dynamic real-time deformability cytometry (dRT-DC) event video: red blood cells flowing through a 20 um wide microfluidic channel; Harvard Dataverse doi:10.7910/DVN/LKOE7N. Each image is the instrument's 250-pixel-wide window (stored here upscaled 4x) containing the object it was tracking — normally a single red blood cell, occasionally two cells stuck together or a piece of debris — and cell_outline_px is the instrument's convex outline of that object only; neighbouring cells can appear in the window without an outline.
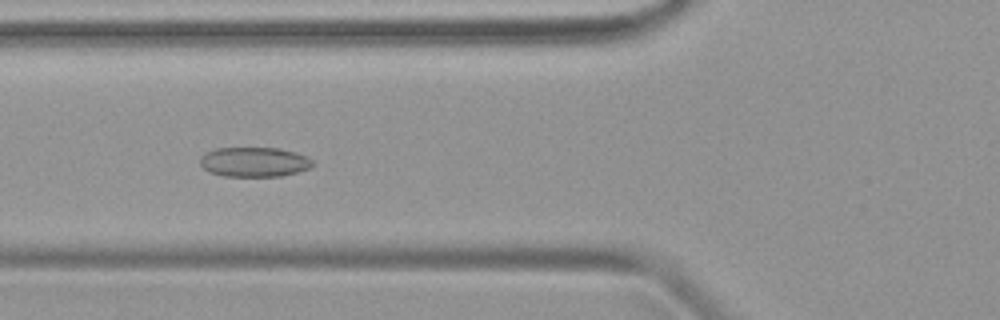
{"species": "common noctule bat (a hibernating species)", "species_latin": "Nyctalus noctula", "temperature_condition": "warm", "stored_images_in_passage": 41, "camera_frame_rate_fps": 3000, "um_per_image_px": 0.085, "animal": {"sex": "female", "body_mass_g": 19.9}, "frame": {"image": 1, "passage_image": 11, "time_ms": 3.333, "image_size_px": [1000, 320], "cell_outline_px": [[316, 164], [308, 168], [296, 172], [280, 176], [224, 176], [208, 172], [200, 164], [200, 156], [204, 152], [216, 148], [280, 148], [296, 152], [308, 156]], "centroid_in_image_um": [21.6, 13.76], "position_along_channel_um": 104.2, "area_um2": 19.65}}
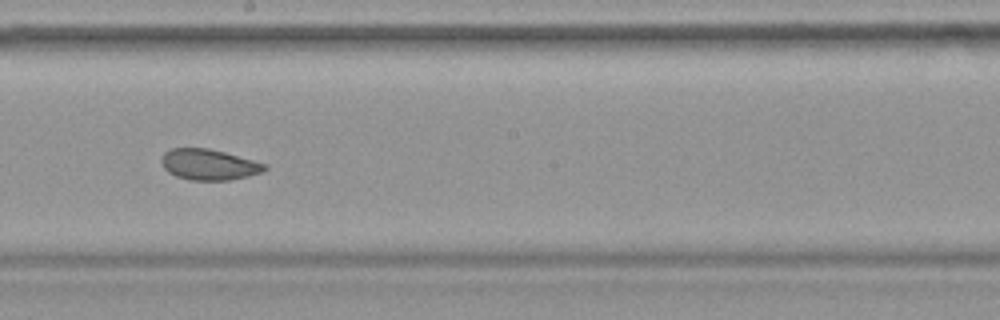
{"frame": {"image": 2, "passage_image": 20, "time_ms": 6.333, "image_size_px": [1000, 320], "cell_outline_px": [[268, 168], [264, 172], [248, 176], [228, 180], [188, 180], [176, 176], [168, 172], [164, 168], [160, 160], [164, 152], [172, 148], [208, 148], [224, 152], [268, 164]], "centroid_in_image_um": [17.77, 13.99], "position_along_channel_um": 230.4, "area_um2": 18.67}}
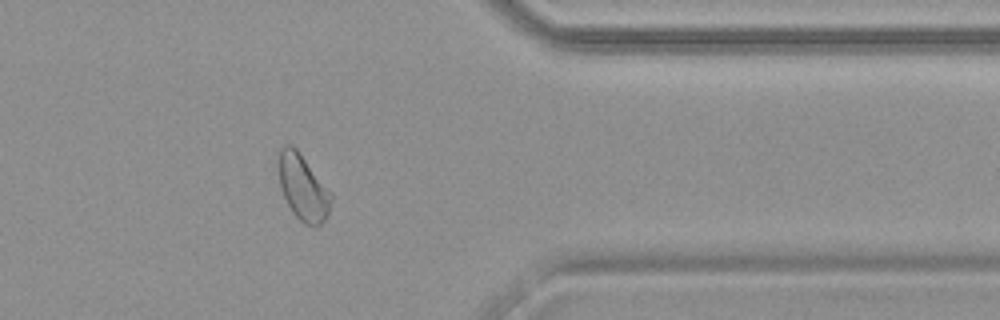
{"frame": {"image": 3, "passage_image": 32, "time_ms": 10.333, "image_size_px": [1000, 320], "cell_outline_px": [[332, 200], [328, 216], [316, 228], [304, 224], [292, 212], [280, 188], [280, 148], [284, 144], [292, 144], [300, 152], [332, 192]], "centroid_in_image_um": [25.8, 15.96], "position_along_channel_um": 385.6, "area_um2": 20.23}}